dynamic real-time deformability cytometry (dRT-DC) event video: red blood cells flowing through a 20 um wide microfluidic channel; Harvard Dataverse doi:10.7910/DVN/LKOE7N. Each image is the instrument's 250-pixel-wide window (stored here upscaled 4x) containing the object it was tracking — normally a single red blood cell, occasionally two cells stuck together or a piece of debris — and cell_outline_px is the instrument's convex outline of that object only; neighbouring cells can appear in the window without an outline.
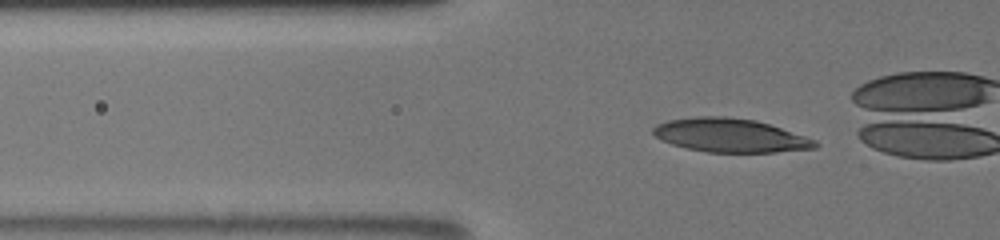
{"species": "human", "species_latin": "Homo sapiens", "temperature_condition": "room temperature", "stored_images_in_passage": 53, "camera_frame_rate_fps": 3000, "um_per_image_px": 0.085, "donor": {"sex": "male"}, "frame": {"image": 1, "passage_image": 19, "time_ms": 6.0, "image_size_px": [1000, 240], "cell_outline_px": [[820, 144], [816, 148], [776, 152], [708, 152], [688, 148], [672, 144], [660, 140], [652, 132], [652, 128], [656, 124], [668, 120], [696, 116], [728, 116], [756, 120], [816, 140]], "centroid_in_image_um": [62.04, 11.5], "position_along_channel_um": 63.8, "area_um2": 31.73}}
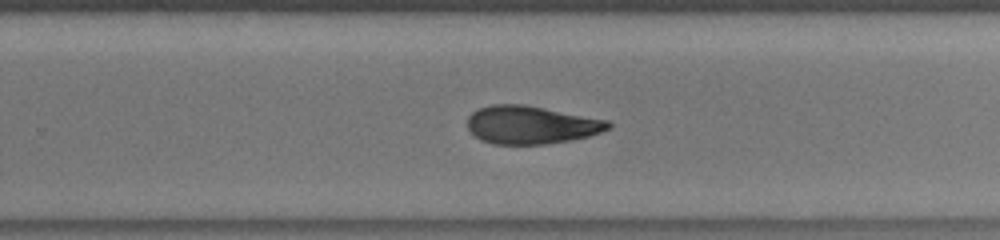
{"frame": {"image": 2, "passage_image": 37, "time_ms": 12.0, "image_size_px": [1000, 240], "cell_outline_px": [[612, 128], [588, 136], [572, 140], [544, 144], [492, 144], [480, 140], [468, 128], [468, 116], [476, 108], [492, 104], [524, 104], [608, 120], [612, 124]], "centroid_in_image_um": [45.13, 10.61], "position_along_channel_um": 284.7, "area_um2": 31.33}}
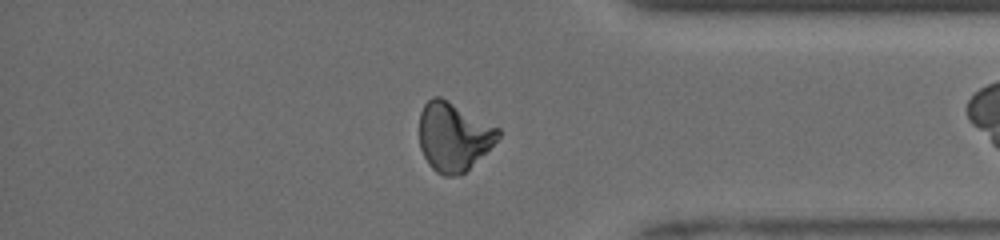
{"frame": {"image": 3, "passage_image": 46, "time_ms": 15.0, "image_size_px": [1000, 240], "cell_outline_px": [[500, 136], [464, 172], [456, 176], [444, 176], [436, 172], [428, 164], [420, 148], [420, 112], [424, 104], [432, 96], [440, 96], [500, 128]], "centroid_in_image_um": [38.52, 11.59], "position_along_channel_um": 396.7, "area_um2": 31.15}, "authors_computed_cell_mechanics": {"area_um2": 32.4258, "velocity_mm_per_s": 3.9818, "shape_relaxation_time_tau1_ms": 9.928, "shape_relaxation_time_tau2_ms": 4.5475, "deformation_change_tau1": 0.2358, "deformation_change_tau2": 0.127}}